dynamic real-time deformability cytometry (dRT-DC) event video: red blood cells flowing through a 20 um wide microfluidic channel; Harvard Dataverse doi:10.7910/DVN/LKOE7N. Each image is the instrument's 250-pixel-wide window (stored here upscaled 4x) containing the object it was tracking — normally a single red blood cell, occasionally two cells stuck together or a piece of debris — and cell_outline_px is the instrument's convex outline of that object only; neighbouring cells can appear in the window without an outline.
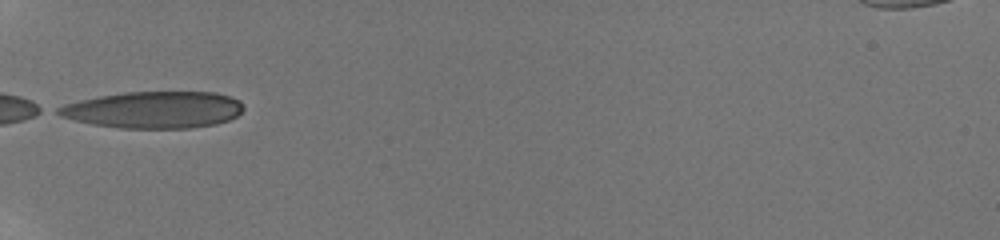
{"species": "human", "species_latin": "Homo sapiens", "temperature_condition": "room temperature", "stored_images_in_passage": 15, "camera_frame_rate_fps": 3000, "um_per_image_px": 0.085, "donor": {"sex": "male"}, "frame": {"image": 1, "passage_image": 1, "time_ms": 0.0, "image_size_px": [1000, 240], "cell_outline_px": [[244, 108], [236, 116], [228, 120], [216, 124], [192, 128], [120, 128], [92, 124], [60, 116], [52, 112], [56, 108], [64, 104], [80, 100], [100, 96], [124, 92], [216, 92], [232, 96], [240, 100], [244, 104]], "centroid_in_image_um": [13.08, 9.33], "position_along_channel_um": 71.9, "area_um2": 39.94}}
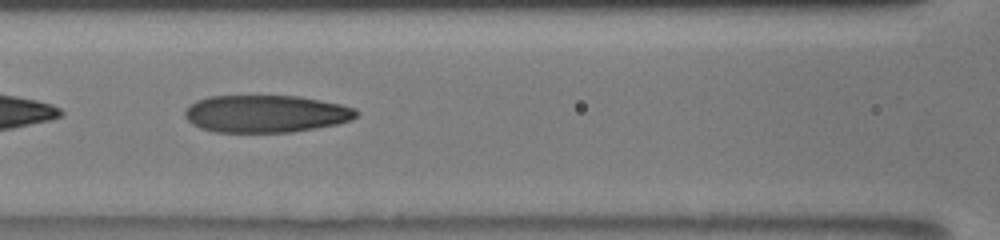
{"frame": {"image": 2, "passage_image": 10, "time_ms": 2.0, "image_size_px": [1000, 240], "cell_outline_px": [[360, 112], [352, 120], [336, 124], [316, 128], [292, 132], [216, 132], [200, 128], [192, 124], [184, 116], [184, 112], [196, 100], [212, 96], [300, 96], [340, 104], [356, 108]], "centroid_in_image_um": [22.62, 9.67], "position_along_channel_um": 144.0, "area_um2": 37.4}}
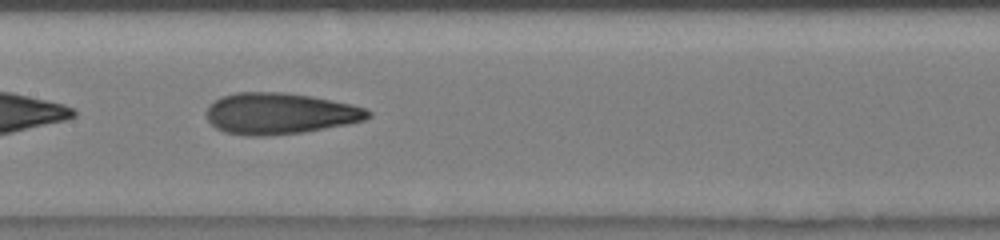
{"frame": {"image": 3, "passage_image": 14, "time_ms": 3.0, "image_size_px": [1000, 240], "cell_outline_px": [[372, 116], [364, 120], [304, 132], [264, 136], [248, 136], [224, 132], [216, 128], [208, 120], [204, 112], [208, 104], [220, 96], [236, 92], [280, 92], [308, 96], [348, 104], [364, 108], [372, 112]], "centroid_in_image_um": [23.69, 9.65], "position_along_channel_um": 183.7, "area_um2": 38.73}}